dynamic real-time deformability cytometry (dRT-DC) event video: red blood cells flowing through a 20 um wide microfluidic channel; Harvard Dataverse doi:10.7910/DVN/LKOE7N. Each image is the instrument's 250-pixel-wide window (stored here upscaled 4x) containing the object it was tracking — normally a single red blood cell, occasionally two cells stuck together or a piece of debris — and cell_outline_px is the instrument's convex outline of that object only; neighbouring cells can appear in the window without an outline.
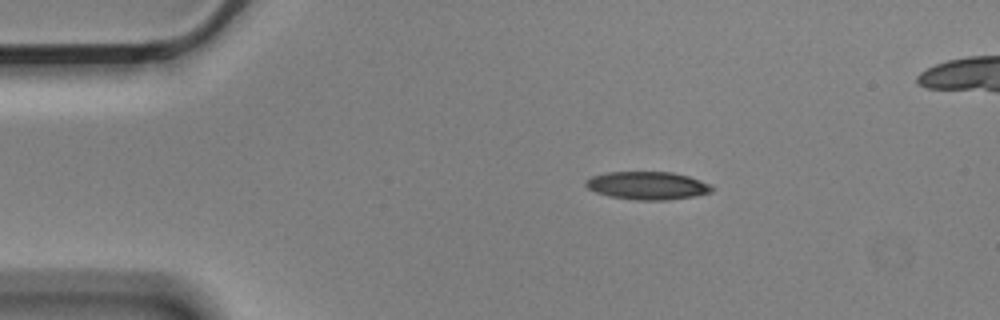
{"species": "Egyptian fruit bat (a non-hibernating species)", "species_latin": "Rousettus aegyptiacus", "temperature_condition": "cold", "stored_images_in_passage": 8, "camera_frame_rate_fps": 3000, "um_per_image_px": 0.085, "animal": {"sex": "male"}, "frame": {"image": 1, "passage_image": 1, "time_ms": 0.0, "image_size_px": [1000, 320], "cell_outline_px": [[712, 192], [696, 196], [668, 200], [636, 200], [608, 196], [596, 192], [588, 188], [584, 184], [584, 180], [592, 176], [608, 172], [672, 172], [688, 176], [708, 184], [712, 188]], "centroid_in_image_um": [54.99, 15.78], "position_along_channel_um": 30.0, "area_um2": 20.52}}
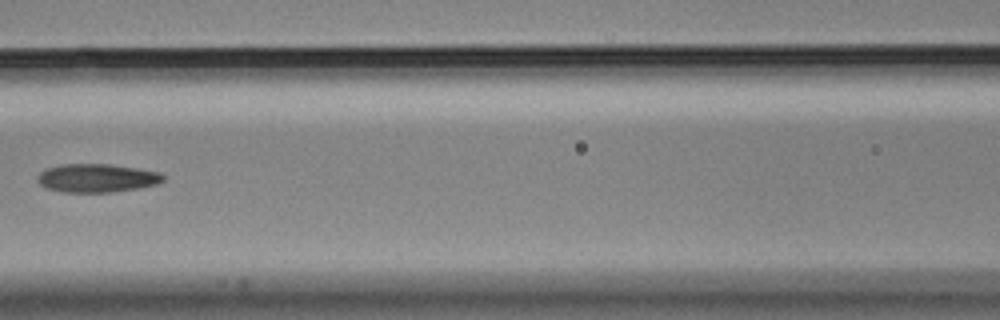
{"frame": {"image": 2, "passage_image": 5, "time_ms": 1.333, "image_size_px": [1000, 320], "cell_outline_px": [[164, 180], [156, 184], [140, 188], [112, 192], [64, 192], [44, 188], [36, 180], [36, 176], [40, 172], [48, 168], [60, 164], [108, 164], [136, 168], [160, 172], [164, 176]], "centroid_in_image_um": [8.2, 15.14], "position_along_channel_um": 158.4, "area_um2": 20.92}}
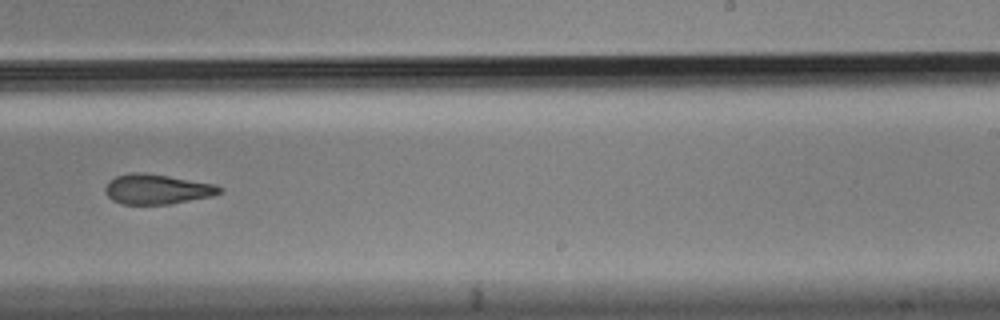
{"frame": {"image": 3, "passage_image": 8, "time_ms": 2.333, "image_size_px": [1000, 320], "cell_outline_px": [[224, 192], [212, 196], [168, 204], [120, 204], [112, 200], [104, 192], [104, 188], [108, 180], [116, 176], [132, 172], [144, 172], [216, 184], [224, 188]], "centroid_in_image_um": [13.34, 16.07], "position_along_channel_um": 275.7, "area_um2": 20.17}}